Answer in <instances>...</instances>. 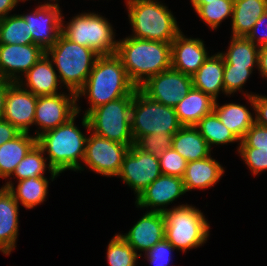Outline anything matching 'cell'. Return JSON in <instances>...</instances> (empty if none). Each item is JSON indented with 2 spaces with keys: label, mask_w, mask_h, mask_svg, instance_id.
<instances>
[{
  "label": "cell",
  "mask_w": 267,
  "mask_h": 266,
  "mask_svg": "<svg viewBox=\"0 0 267 266\" xmlns=\"http://www.w3.org/2000/svg\"><path fill=\"white\" fill-rule=\"evenodd\" d=\"M136 89L116 54L98 56L85 85L77 92V113L86 116L91 110L108 102L133 96ZM81 98H86V105L89 106L84 110Z\"/></svg>",
  "instance_id": "obj_1"
},
{
  "label": "cell",
  "mask_w": 267,
  "mask_h": 266,
  "mask_svg": "<svg viewBox=\"0 0 267 266\" xmlns=\"http://www.w3.org/2000/svg\"><path fill=\"white\" fill-rule=\"evenodd\" d=\"M77 118L81 125L76 124ZM89 132L86 116L77 113L65 124L40 135L37 144L43 149L49 166L61 176L66 171L77 172L81 167Z\"/></svg>",
  "instance_id": "obj_2"
},
{
  "label": "cell",
  "mask_w": 267,
  "mask_h": 266,
  "mask_svg": "<svg viewBox=\"0 0 267 266\" xmlns=\"http://www.w3.org/2000/svg\"><path fill=\"white\" fill-rule=\"evenodd\" d=\"M116 55L137 88L150 77L171 68V43L126 35L118 38Z\"/></svg>",
  "instance_id": "obj_3"
},
{
  "label": "cell",
  "mask_w": 267,
  "mask_h": 266,
  "mask_svg": "<svg viewBox=\"0 0 267 266\" xmlns=\"http://www.w3.org/2000/svg\"><path fill=\"white\" fill-rule=\"evenodd\" d=\"M164 0H124L127 21L131 26L128 36L172 43L182 31L179 21Z\"/></svg>",
  "instance_id": "obj_4"
},
{
  "label": "cell",
  "mask_w": 267,
  "mask_h": 266,
  "mask_svg": "<svg viewBox=\"0 0 267 266\" xmlns=\"http://www.w3.org/2000/svg\"><path fill=\"white\" fill-rule=\"evenodd\" d=\"M81 11L70 16L68 21H65L66 15L63 13L61 33L70 41L92 49L99 56L116 54L118 35L110 19L94 9Z\"/></svg>",
  "instance_id": "obj_5"
},
{
  "label": "cell",
  "mask_w": 267,
  "mask_h": 266,
  "mask_svg": "<svg viewBox=\"0 0 267 266\" xmlns=\"http://www.w3.org/2000/svg\"><path fill=\"white\" fill-rule=\"evenodd\" d=\"M165 217V239L183 254L204 246L212 231L208 217L192 204L171 208ZM207 217V218H206ZM189 250V251H188ZM187 252V253H186Z\"/></svg>",
  "instance_id": "obj_6"
},
{
  "label": "cell",
  "mask_w": 267,
  "mask_h": 266,
  "mask_svg": "<svg viewBox=\"0 0 267 266\" xmlns=\"http://www.w3.org/2000/svg\"><path fill=\"white\" fill-rule=\"evenodd\" d=\"M65 90L77 93L86 83L99 56L92 49L67 39L62 33L46 50Z\"/></svg>",
  "instance_id": "obj_7"
},
{
  "label": "cell",
  "mask_w": 267,
  "mask_h": 266,
  "mask_svg": "<svg viewBox=\"0 0 267 266\" xmlns=\"http://www.w3.org/2000/svg\"><path fill=\"white\" fill-rule=\"evenodd\" d=\"M182 125L174 107L150 99L139 88L133 95L131 132L134 142L143 135L167 133L174 135Z\"/></svg>",
  "instance_id": "obj_8"
},
{
  "label": "cell",
  "mask_w": 267,
  "mask_h": 266,
  "mask_svg": "<svg viewBox=\"0 0 267 266\" xmlns=\"http://www.w3.org/2000/svg\"><path fill=\"white\" fill-rule=\"evenodd\" d=\"M133 96H125L91 110L86 118L90 131L113 142L134 144L131 132Z\"/></svg>",
  "instance_id": "obj_9"
},
{
  "label": "cell",
  "mask_w": 267,
  "mask_h": 266,
  "mask_svg": "<svg viewBox=\"0 0 267 266\" xmlns=\"http://www.w3.org/2000/svg\"><path fill=\"white\" fill-rule=\"evenodd\" d=\"M129 148L128 145L113 142L90 131L86 140L83 163L76 173L88 171L105 178H116Z\"/></svg>",
  "instance_id": "obj_10"
},
{
  "label": "cell",
  "mask_w": 267,
  "mask_h": 266,
  "mask_svg": "<svg viewBox=\"0 0 267 266\" xmlns=\"http://www.w3.org/2000/svg\"><path fill=\"white\" fill-rule=\"evenodd\" d=\"M77 114V93L66 90L55 95L38 96L32 135L43 133L65 124Z\"/></svg>",
  "instance_id": "obj_11"
},
{
  "label": "cell",
  "mask_w": 267,
  "mask_h": 266,
  "mask_svg": "<svg viewBox=\"0 0 267 266\" xmlns=\"http://www.w3.org/2000/svg\"><path fill=\"white\" fill-rule=\"evenodd\" d=\"M161 174L159 158L141 151L133 144L125 155L116 178L133 191L136 199Z\"/></svg>",
  "instance_id": "obj_12"
},
{
  "label": "cell",
  "mask_w": 267,
  "mask_h": 266,
  "mask_svg": "<svg viewBox=\"0 0 267 266\" xmlns=\"http://www.w3.org/2000/svg\"><path fill=\"white\" fill-rule=\"evenodd\" d=\"M186 194L181 177L161 174L134 199V205L138 210L164 213L171 208L188 204L174 203Z\"/></svg>",
  "instance_id": "obj_13"
},
{
  "label": "cell",
  "mask_w": 267,
  "mask_h": 266,
  "mask_svg": "<svg viewBox=\"0 0 267 266\" xmlns=\"http://www.w3.org/2000/svg\"><path fill=\"white\" fill-rule=\"evenodd\" d=\"M38 3V4H37ZM32 10L20 14L27 22L33 42L45 51L54 45L62 30L63 9L60 4L36 2Z\"/></svg>",
  "instance_id": "obj_14"
},
{
  "label": "cell",
  "mask_w": 267,
  "mask_h": 266,
  "mask_svg": "<svg viewBox=\"0 0 267 266\" xmlns=\"http://www.w3.org/2000/svg\"><path fill=\"white\" fill-rule=\"evenodd\" d=\"M192 87L191 76L170 68L150 77L139 89L150 99L175 107Z\"/></svg>",
  "instance_id": "obj_15"
},
{
  "label": "cell",
  "mask_w": 267,
  "mask_h": 266,
  "mask_svg": "<svg viewBox=\"0 0 267 266\" xmlns=\"http://www.w3.org/2000/svg\"><path fill=\"white\" fill-rule=\"evenodd\" d=\"M38 96L22 88L17 82L7 81L4 116L20 132L32 134Z\"/></svg>",
  "instance_id": "obj_16"
},
{
  "label": "cell",
  "mask_w": 267,
  "mask_h": 266,
  "mask_svg": "<svg viewBox=\"0 0 267 266\" xmlns=\"http://www.w3.org/2000/svg\"><path fill=\"white\" fill-rule=\"evenodd\" d=\"M44 54L37 44H0V79L18 82Z\"/></svg>",
  "instance_id": "obj_17"
},
{
  "label": "cell",
  "mask_w": 267,
  "mask_h": 266,
  "mask_svg": "<svg viewBox=\"0 0 267 266\" xmlns=\"http://www.w3.org/2000/svg\"><path fill=\"white\" fill-rule=\"evenodd\" d=\"M203 38L185 35L183 30L171 43V68L192 76L210 56Z\"/></svg>",
  "instance_id": "obj_18"
},
{
  "label": "cell",
  "mask_w": 267,
  "mask_h": 266,
  "mask_svg": "<svg viewBox=\"0 0 267 266\" xmlns=\"http://www.w3.org/2000/svg\"><path fill=\"white\" fill-rule=\"evenodd\" d=\"M134 222L126 233L123 231L118 233L140 256L165 238V217L163 213L145 211Z\"/></svg>",
  "instance_id": "obj_19"
},
{
  "label": "cell",
  "mask_w": 267,
  "mask_h": 266,
  "mask_svg": "<svg viewBox=\"0 0 267 266\" xmlns=\"http://www.w3.org/2000/svg\"><path fill=\"white\" fill-rule=\"evenodd\" d=\"M17 83L36 96L55 95L66 91L47 54H44Z\"/></svg>",
  "instance_id": "obj_20"
},
{
  "label": "cell",
  "mask_w": 267,
  "mask_h": 266,
  "mask_svg": "<svg viewBox=\"0 0 267 266\" xmlns=\"http://www.w3.org/2000/svg\"><path fill=\"white\" fill-rule=\"evenodd\" d=\"M20 207L13 194L0 185V253L5 257L17 247Z\"/></svg>",
  "instance_id": "obj_21"
},
{
  "label": "cell",
  "mask_w": 267,
  "mask_h": 266,
  "mask_svg": "<svg viewBox=\"0 0 267 266\" xmlns=\"http://www.w3.org/2000/svg\"><path fill=\"white\" fill-rule=\"evenodd\" d=\"M225 168L214 155L188 162L182 177L186 193L214 188L226 176Z\"/></svg>",
  "instance_id": "obj_22"
},
{
  "label": "cell",
  "mask_w": 267,
  "mask_h": 266,
  "mask_svg": "<svg viewBox=\"0 0 267 266\" xmlns=\"http://www.w3.org/2000/svg\"><path fill=\"white\" fill-rule=\"evenodd\" d=\"M48 176L49 178L30 177L20 181H5L2 187L7 188L13 194L21 208L33 210L37 206L45 204L44 202L49 197V185L60 177L58 173H50Z\"/></svg>",
  "instance_id": "obj_23"
},
{
  "label": "cell",
  "mask_w": 267,
  "mask_h": 266,
  "mask_svg": "<svg viewBox=\"0 0 267 266\" xmlns=\"http://www.w3.org/2000/svg\"><path fill=\"white\" fill-rule=\"evenodd\" d=\"M247 104L229 102L226 100L224 104L219 103V99L215 100L214 112L220 121L241 141L246 132L255 123L254 100L253 96H245L242 99ZM228 102V103H227ZM250 109V110H249Z\"/></svg>",
  "instance_id": "obj_24"
},
{
  "label": "cell",
  "mask_w": 267,
  "mask_h": 266,
  "mask_svg": "<svg viewBox=\"0 0 267 266\" xmlns=\"http://www.w3.org/2000/svg\"><path fill=\"white\" fill-rule=\"evenodd\" d=\"M223 74L224 59L219 52L212 51L198 71L191 76L193 87L214 100H218L222 95L225 97Z\"/></svg>",
  "instance_id": "obj_25"
},
{
  "label": "cell",
  "mask_w": 267,
  "mask_h": 266,
  "mask_svg": "<svg viewBox=\"0 0 267 266\" xmlns=\"http://www.w3.org/2000/svg\"><path fill=\"white\" fill-rule=\"evenodd\" d=\"M215 100L194 87L174 107L182 126H195L204 116L214 111Z\"/></svg>",
  "instance_id": "obj_26"
},
{
  "label": "cell",
  "mask_w": 267,
  "mask_h": 266,
  "mask_svg": "<svg viewBox=\"0 0 267 266\" xmlns=\"http://www.w3.org/2000/svg\"><path fill=\"white\" fill-rule=\"evenodd\" d=\"M37 144L30 133L20 132L15 138L0 146V179L6 181L26 154Z\"/></svg>",
  "instance_id": "obj_27"
},
{
  "label": "cell",
  "mask_w": 267,
  "mask_h": 266,
  "mask_svg": "<svg viewBox=\"0 0 267 266\" xmlns=\"http://www.w3.org/2000/svg\"><path fill=\"white\" fill-rule=\"evenodd\" d=\"M172 148L187 162L200 160L215 154L195 126H182L173 135Z\"/></svg>",
  "instance_id": "obj_28"
},
{
  "label": "cell",
  "mask_w": 267,
  "mask_h": 266,
  "mask_svg": "<svg viewBox=\"0 0 267 266\" xmlns=\"http://www.w3.org/2000/svg\"><path fill=\"white\" fill-rule=\"evenodd\" d=\"M266 11L267 0H234L230 35L246 37Z\"/></svg>",
  "instance_id": "obj_29"
},
{
  "label": "cell",
  "mask_w": 267,
  "mask_h": 266,
  "mask_svg": "<svg viewBox=\"0 0 267 266\" xmlns=\"http://www.w3.org/2000/svg\"><path fill=\"white\" fill-rule=\"evenodd\" d=\"M227 49L218 51L224 65H234L240 68H258L259 47L246 37L230 36Z\"/></svg>",
  "instance_id": "obj_30"
},
{
  "label": "cell",
  "mask_w": 267,
  "mask_h": 266,
  "mask_svg": "<svg viewBox=\"0 0 267 266\" xmlns=\"http://www.w3.org/2000/svg\"><path fill=\"white\" fill-rule=\"evenodd\" d=\"M195 127L212 150L237 143V152L240 140L220 121L214 111L204 116Z\"/></svg>",
  "instance_id": "obj_31"
},
{
  "label": "cell",
  "mask_w": 267,
  "mask_h": 266,
  "mask_svg": "<svg viewBox=\"0 0 267 266\" xmlns=\"http://www.w3.org/2000/svg\"><path fill=\"white\" fill-rule=\"evenodd\" d=\"M47 173H57L48 164L43 149L36 144L16 166L6 181H20L30 177H48Z\"/></svg>",
  "instance_id": "obj_32"
},
{
  "label": "cell",
  "mask_w": 267,
  "mask_h": 266,
  "mask_svg": "<svg viewBox=\"0 0 267 266\" xmlns=\"http://www.w3.org/2000/svg\"><path fill=\"white\" fill-rule=\"evenodd\" d=\"M0 44H35L27 22L19 13H13L0 19Z\"/></svg>",
  "instance_id": "obj_33"
},
{
  "label": "cell",
  "mask_w": 267,
  "mask_h": 266,
  "mask_svg": "<svg viewBox=\"0 0 267 266\" xmlns=\"http://www.w3.org/2000/svg\"><path fill=\"white\" fill-rule=\"evenodd\" d=\"M234 0H219L201 5L194 13L211 30L218 31L223 22L232 20Z\"/></svg>",
  "instance_id": "obj_34"
},
{
  "label": "cell",
  "mask_w": 267,
  "mask_h": 266,
  "mask_svg": "<svg viewBox=\"0 0 267 266\" xmlns=\"http://www.w3.org/2000/svg\"><path fill=\"white\" fill-rule=\"evenodd\" d=\"M254 73H258V68H240L234 65H224L223 84L225 97H234L238 92L240 96L242 95L241 97L253 96L257 93L245 89L246 83L250 81L249 79Z\"/></svg>",
  "instance_id": "obj_35"
},
{
  "label": "cell",
  "mask_w": 267,
  "mask_h": 266,
  "mask_svg": "<svg viewBox=\"0 0 267 266\" xmlns=\"http://www.w3.org/2000/svg\"><path fill=\"white\" fill-rule=\"evenodd\" d=\"M108 266H138L140 255L119 235L115 233L106 247Z\"/></svg>",
  "instance_id": "obj_36"
},
{
  "label": "cell",
  "mask_w": 267,
  "mask_h": 266,
  "mask_svg": "<svg viewBox=\"0 0 267 266\" xmlns=\"http://www.w3.org/2000/svg\"><path fill=\"white\" fill-rule=\"evenodd\" d=\"M240 161H243L251 177L260 176L267 171V150L253 147H238L237 152Z\"/></svg>",
  "instance_id": "obj_37"
},
{
  "label": "cell",
  "mask_w": 267,
  "mask_h": 266,
  "mask_svg": "<svg viewBox=\"0 0 267 266\" xmlns=\"http://www.w3.org/2000/svg\"><path fill=\"white\" fill-rule=\"evenodd\" d=\"M175 251L177 252L174 246L164 238L140 258L143 257L142 259L144 262L147 261L148 266H175L172 265Z\"/></svg>",
  "instance_id": "obj_38"
},
{
  "label": "cell",
  "mask_w": 267,
  "mask_h": 266,
  "mask_svg": "<svg viewBox=\"0 0 267 266\" xmlns=\"http://www.w3.org/2000/svg\"><path fill=\"white\" fill-rule=\"evenodd\" d=\"M172 138L173 135L167 133L143 135L134 142V145L145 153L159 157L162 152L172 148Z\"/></svg>",
  "instance_id": "obj_39"
},
{
  "label": "cell",
  "mask_w": 267,
  "mask_h": 266,
  "mask_svg": "<svg viewBox=\"0 0 267 266\" xmlns=\"http://www.w3.org/2000/svg\"><path fill=\"white\" fill-rule=\"evenodd\" d=\"M158 158L162 174L183 177L188 162L176 150L167 149Z\"/></svg>",
  "instance_id": "obj_40"
},
{
  "label": "cell",
  "mask_w": 267,
  "mask_h": 266,
  "mask_svg": "<svg viewBox=\"0 0 267 266\" xmlns=\"http://www.w3.org/2000/svg\"><path fill=\"white\" fill-rule=\"evenodd\" d=\"M239 147H253L267 150V127L254 123L240 141Z\"/></svg>",
  "instance_id": "obj_41"
},
{
  "label": "cell",
  "mask_w": 267,
  "mask_h": 266,
  "mask_svg": "<svg viewBox=\"0 0 267 266\" xmlns=\"http://www.w3.org/2000/svg\"><path fill=\"white\" fill-rule=\"evenodd\" d=\"M246 38L259 48L267 46V11L257 20Z\"/></svg>",
  "instance_id": "obj_42"
},
{
  "label": "cell",
  "mask_w": 267,
  "mask_h": 266,
  "mask_svg": "<svg viewBox=\"0 0 267 266\" xmlns=\"http://www.w3.org/2000/svg\"><path fill=\"white\" fill-rule=\"evenodd\" d=\"M253 100L255 123L267 127V95L255 93Z\"/></svg>",
  "instance_id": "obj_43"
},
{
  "label": "cell",
  "mask_w": 267,
  "mask_h": 266,
  "mask_svg": "<svg viewBox=\"0 0 267 266\" xmlns=\"http://www.w3.org/2000/svg\"><path fill=\"white\" fill-rule=\"evenodd\" d=\"M20 131L5 119H0V146L15 138Z\"/></svg>",
  "instance_id": "obj_44"
},
{
  "label": "cell",
  "mask_w": 267,
  "mask_h": 266,
  "mask_svg": "<svg viewBox=\"0 0 267 266\" xmlns=\"http://www.w3.org/2000/svg\"><path fill=\"white\" fill-rule=\"evenodd\" d=\"M258 74L262 80L267 82V46L259 48L258 54Z\"/></svg>",
  "instance_id": "obj_45"
},
{
  "label": "cell",
  "mask_w": 267,
  "mask_h": 266,
  "mask_svg": "<svg viewBox=\"0 0 267 266\" xmlns=\"http://www.w3.org/2000/svg\"><path fill=\"white\" fill-rule=\"evenodd\" d=\"M20 0H0V19L5 18L6 16L13 14L18 6H21ZM13 12V13H12Z\"/></svg>",
  "instance_id": "obj_46"
},
{
  "label": "cell",
  "mask_w": 267,
  "mask_h": 266,
  "mask_svg": "<svg viewBox=\"0 0 267 266\" xmlns=\"http://www.w3.org/2000/svg\"><path fill=\"white\" fill-rule=\"evenodd\" d=\"M6 95H7V81L0 79V119H3L4 116Z\"/></svg>",
  "instance_id": "obj_47"
},
{
  "label": "cell",
  "mask_w": 267,
  "mask_h": 266,
  "mask_svg": "<svg viewBox=\"0 0 267 266\" xmlns=\"http://www.w3.org/2000/svg\"><path fill=\"white\" fill-rule=\"evenodd\" d=\"M219 0H190L189 4L191 5L193 11L195 12L201 5L209 4V2H214Z\"/></svg>",
  "instance_id": "obj_48"
},
{
  "label": "cell",
  "mask_w": 267,
  "mask_h": 266,
  "mask_svg": "<svg viewBox=\"0 0 267 266\" xmlns=\"http://www.w3.org/2000/svg\"><path fill=\"white\" fill-rule=\"evenodd\" d=\"M39 2H40V0H39ZM43 2L60 4L61 0H43Z\"/></svg>",
  "instance_id": "obj_49"
},
{
  "label": "cell",
  "mask_w": 267,
  "mask_h": 266,
  "mask_svg": "<svg viewBox=\"0 0 267 266\" xmlns=\"http://www.w3.org/2000/svg\"><path fill=\"white\" fill-rule=\"evenodd\" d=\"M21 1V3H26L27 1H32V0H20ZM34 2L35 1H38L39 2V0H33Z\"/></svg>",
  "instance_id": "obj_50"
}]
</instances>
